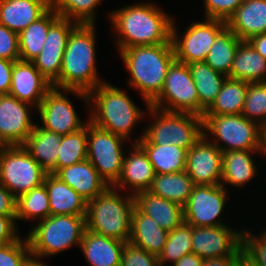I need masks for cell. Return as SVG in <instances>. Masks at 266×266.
Masks as SVG:
<instances>
[{
    "mask_svg": "<svg viewBox=\"0 0 266 266\" xmlns=\"http://www.w3.org/2000/svg\"><path fill=\"white\" fill-rule=\"evenodd\" d=\"M135 207L151 217L167 232L177 228L184 221L183 207L165 198L141 191L133 194Z\"/></svg>",
    "mask_w": 266,
    "mask_h": 266,
    "instance_id": "603a6c76",
    "label": "cell"
},
{
    "mask_svg": "<svg viewBox=\"0 0 266 266\" xmlns=\"http://www.w3.org/2000/svg\"><path fill=\"white\" fill-rule=\"evenodd\" d=\"M77 25L78 23L70 19L59 17L49 27L43 49L32 61L52 85L59 79L68 38Z\"/></svg>",
    "mask_w": 266,
    "mask_h": 266,
    "instance_id": "2e32d148",
    "label": "cell"
},
{
    "mask_svg": "<svg viewBox=\"0 0 266 266\" xmlns=\"http://www.w3.org/2000/svg\"><path fill=\"white\" fill-rule=\"evenodd\" d=\"M242 233L225 224L212 227L192 226V253L204 258L239 255Z\"/></svg>",
    "mask_w": 266,
    "mask_h": 266,
    "instance_id": "5bb4252c",
    "label": "cell"
},
{
    "mask_svg": "<svg viewBox=\"0 0 266 266\" xmlns=\"http://www.w3.org/2000/svg\"><path fill=\"white\" fill-rule=\"evenodd\" d=\"M61 139V135L35 124L23 146L48 174H55Z\"/></svg>",
    "mask_w": 266,
    "mask_h": 266,
    "instance_id": "83f0119b",
    "label": "cell"
},
{
    "mask_svg": "<svg viewBox=\"0 0 266 266\" xmlns=\"http://www.w3.org/2000/svg\"><path fill=\"white\" fill-rule=\"evenodd\" d=\"M207 132L187 150L186 172L195 185H220L222 177V151L212 142Z\"/></svg>",
    "mask_w": 266,
    "mask_h": 266,
    "instance_id": "9a60e30c",
    "label": "cell"
},
{
    "mask_svg": "<svg viewBox=\"0 0 266 266\" xmlns=\"http://www.w3.org/2000/svg\"><path fill=\"white\" fill-rule=\"evenodd\" d=\"M119 53L131 73L130 86L139 89L149 106L160 95L168 68L176 59L173 43L135 46Z\"/></svg>",
    "mask_w": 266,
    "mask_h": 266,
    "instance_id": "3957f363",
    "label": "cell"
},
{
    "mask_svg": "<svg viewBox=\"0 0 266 266\" xmlns=\"http://www.w3.org/2000/svg\"><path fill=\"white\" fill-rule=\"evenodd\" d=\"M59 88L52 87L37 110L43 121V129L52 131L61 136L78 131L86 124L81 123L72 103Z\"/></svg>",
    "mask_w": 266,
    "mask_h": 266,
    "instance_id": "ac0fdd59",
    "label": "cell"
},
{
    "mask_svg": "<svg viewBox=\"0 0 266 266\" xmlns=\"http://www.w3.org/2000/svg\"><path fill=\"white\" fill-rule=\"evenodd\" d=\"M247 41L266 60V33L255 35Z\"/></svg>",
    "mask_w": 266,
    "mask_h": 266,
    "instance_id": "f907efd6",
    "label": "cell"
},
{
    "mask_svg": "<svg viewBox=\"0 0 266 266\" xmlns=\"http://www.w3.org/2000/svg\"><path fill=\"white\" fill-rule=\"evenodd\" d=\"M148 109L154 114L153 118L156 117L154 124L147 127L135 143L171 144L188 150L203 135V119L199 115L165 111L151 105Z\"/></svg>",
    "mask_w": 266,
    "mask_h": 266,
    "instance_id": "8992f818",
    "label": "cell"
},
{
    "mask_svg": "<svg viewBox=\"0 0 266 266\" xmlns=\"http://www.w3.org/2000/svg\"><path fill=\"white\" fill-rule=\"evenodd\" d=\"M150 105L165 111L200 116L199 98L188 64L176 59L172 62L160 95Z\"/></svg>",
    "mask_w": 266,
    "mask_h": 266,
    "instance_id": "30bf717a",
    "label": "cell"
},
{
    "mask_svg": "<svg viewBox=\"0 0 266 266\" xmlns=\"http://www.w3.org/2000/svg\"><path fill=\"white\" fill-rule=\"evenodd\" d=\"M241 114L251 121L257 118L261 127L266 123V82L248 83Z\"/></svg>",
    "mask_w": 266,
    "mask_h": 266,
    "instance_id": "60d3db41",
    "label": "cell"
},
{
    "mask_svg": "<svg viewBox=\"0 0 266 266\" xmlns=\"http://www.w3.org/2000/svg\"><path fill=\"white\" fill-rule=\"evenodd\" d=\"M125 243L86 229L80 247L92 266H120Z\"/></svg>",
    "mask_w": 266,
    "mask_h": 266,
    "instance_id": "d4e9b609",
    "label": "cell"
},
{
    "mask_svg": "<svg viewBox=\"0 0 266 266\" xmlns=\"http://www.w3.org/2000/svg\"><path fill=\"white\" fill-rule=\"evenodd\" d=\"M49 196L50 215H86L87 201L54 174L44 180Z\"/></svg>",
    "mask_w": 266,
    "mask_h": 266,
    "instance_id": "484cf974",
    "label": "cell"
},
{
    "mask_svg": "<svg viewBox=\"0 0 266 266\" xmlns=\"http://www.w3.org/2000/svg\"><path fill=\"white\" fill-rule=\"evenodd\" d=\"M16 215H0V245L13 243L19 239L16 236Z\"/></svg>",
    "mask_w": 266,
    "mask_h": 266,
    "instance_id": "7dc6e473",
    "label": "cell"
},
{
    "mask_svg": "<svg viewBox=\"0 0 266 266\" xmlns=\"http://www.w3.org/2000/svg\"><path fill=\"white\" fill-rule=\"evenodd\" d=\"M194 185L193 180L186 171L170 174H155L152 184L147 191L184 207L192 193Z\"/></svg>",
    "mask_w": 266,
    "mask_h": 266,
    "instance_id": "4dcf8cb0",
    "label": "cell"
},
{
    "mask_svg": "<svg viewBox=\"0 0 266 266\" xmlns=\"http://www.w3.org/2000/svg\"><path fill=\"white\" fill-rule=\"evenodd\" d=\"M230 266H246V254L241 251L239 255L230 263Z\"/></svg>",
    "mask_w": 266,
    "mask_h": 266,
    "instance_id": "11a10c76",
    "label": "cell"
},
{
    "mask_svg": "<svg viewBox=\"0 0 266 266\" xmlns=\"http://www.w3.org/2000/svg\"><path fill=\"white\" fill-rule=\"evenodd\" d=\"M242 41L266 33V0H245L226 21Z\"/></svg>",
    "mask_w": 266,
    "mask_h": 266,
    "instance_id": "7402d4cb",
    "label": "cell"
},
{
    "mask_svg": "<svg viewBox=\"0 0 266 266\" xmlns=\"http://www.w3.org/2000/svg\"><path fill=\"white\" fill-rule=\"evenodd\" d=\"M95 25L78 24L70 33L59 79L52 87L75 93L88 104V93L103 84L97 75Z\"/></svg>",
    "mask_w": 266,
    "mask_h": 266,
    "instance_id": "6da1fadb",
    "label": "cell"
},
{
    "mask_svg": "<svg viewBox=\"0 0 266 266\" xmlns=\"http://www.w3.org/2000/svg\"><path fill=\"white\" fill-rule=\"evenodd\" d=\"M132 148L130 155L124 157L121 176L113 187L120 189L130 185L136 194L150 188L155 172L144 149L138 143Z\"/></svg>",
    "mask_w": 266,
    "mask_h": 266,
    "instance_id": "cb8c5ba5",
    "label": "cell"
},
{
    "mask_svg": "<svg viewBox=\"0 0 266 266\" xmlns=\"http://www.w3.org/2000/svg\"><path fill=\"white\" fill-rule=\"evenodd\" d=\"M16 201L13 194L0 183V215H16Z\"/></svg>",
    "mask_w": 266,
    "mask_h": 266,
    "instance_id": "681fc988",
    "label": "cell"
},
{
    "mask_svg": "<svg viewBox=\"0 0 266 266\" xmlns=\"http://www.w3.org/2000/svg\"><path fill=\"white\" fill-rule=\"evenodd\" d=\"M32 256V257H31ZM38 258V259H36ZM22 266H47L42 261L39 260V257L30 254L23 262Z\"/></svg>",
    "mask_w": 266,
    "mask_h": 266,
    "instance_id": "db71d44e",
    "label": "cell"
},
{
    "mask_svg": "<svg viewBox=\"0 0 266 266\" xmlns=\"http://www.w3.org/2000/svg\"><path fill=\"white\" fill-rule=\"evenodd\" d=\"M248 83L227 77L214 102L205 111L204 115L241 114Z\"/></svg>",
    "mask_w": 266,
    "mask_h": 266,
    "instance_id": "e575fe53",
    "label": "cell"
},
{
    "mask_svg": "<svg viewBox=\"0 0 266 266\" xmlns=\"http://www.w3.org/2000/svg\"><path fill=\"white\" fill-rule=\"evenodd\" d=\"M239 39L227 26L217 35L205 62L215 71L228 77L235 58Z\"/></svg>",
    "mask_w": 266,
    "mask_h": 266,
    "instance_id": "d590c367",
    "label": "cell"
},
{
    "mask_svg": "<svg viewBox=\"0 0 266 266\" xmlns=\"http://www.w3.org/2000/svg\"><path fill=\"white\" fill-rule=\"evenodd\" d=\"M102 0H51V7L63 18L78 24H95V8Z\"/></svg>",
    "mask_w": 266,
    "mask_h": 266,
    "instance_id": "ab89813d",
    "label": "cell"
},
{
    "mask_svg": "<svg viewBox=\"0 0 266 266\" xmlns=\"http://www.w3.org/2000/svg\"><path fill=\"white\" fill-rule=\"evenodd\" d=\"M245 0H205L206 18L227 21Z\"/></svg>",
    "mask_w": 266,
    "mask_h": 266,
    "instance_id": "f6af8a7d",
    "label": "cell"
},
{
    "mask_svg": "<svg viewBox=\"0 0 266 266\" xmlns=\"http://www.w3.org/2000/svg\"><path fill=\"white\" fill-rule=\"evenodd\" d=\"M118 36L119 51L135 46L172 43L171 16L153 3H139L110 14Z\"/></svg>",
    "mask_w": 266,
    "mask_h": 266,
    "instance_id": "7a4b0ae2",
    "label": "cell"
},
{
    "mask_svg": "<svg viewBox=\"0 0 266 266\" xmlns=\"http://www.w3.org/2000/svg\"><path fill=\"white\" fill-rule=\"evenodd\" d=\"M188 253H192V225L183 221L168 233L163 251L158 256L159 265L165 266L166 261L174 264Z\"/></svg>",
    "mask_w": 266,
    "mask_h": 266,
    "instance_id": "f35d334b",
    "label": "cell"
},
{
    "mask_svg": "<svg viewBox=\"0 0 266 266\" xmlns=\"http://www.w3.org/2000/svg\"><path fill=\"white\" fill-rule=\"evenodd\" d=\"M86 230V215H49L27 235L31 254L41 258L80 246Z\"/></svg>",
    "mask_w": 266,
    "mask_h": 266,
    "instance_id": "52a82bcc",
    "label": "cell"
},
{
    "mask_svg": "<svg viewBox=\"0 0 266 266\" xmlns=\"http://www.w3.org/2000/svg\"><path fill=\"white\" fill-rule=\"evenodd\" d=\"M188 67L196 86L202 117L214 102L227 76L213 70L205 61L190 63Z\"/></svg>",
    "mask_w": 266,
    "mask_h": 266,
    "instance_id": "f546056e",
    "label": "cell"
},
{
    "mask_svg": "<svg viewBox=\"0 0 266 266\" xmlns=\"http://www.w3.org/2000/svg\"><path fill=\"white\" fill-rule=\"evenodd\" d=\"M50 215L49 196L45 184L21 195L16 201V219H46Z\"/></svg>",
    "mask_w": 266,
    "mask_h": 266,
    "instance_id": "74e56055",
    "label": "cell"
},
{
    "mask_svg": "<svg viewBox=\"0 0 266 266\" xmlns=\"http://www.w3.org/2000/svg\"><path fill=\"white\" fill-rule=\"evenodd\" d=\"M14 61L0 58V94H9Z\"/></svg>",
    "mask_w": 266,
    "mask_h": 266,
    "instance_id": "c3c4849f",
    "label": "cell"
},
{
    "mask_svg": "<svg viewBox=\"0 0 266 266\" xmlns=\"http://www.w3.org/2000/svg\"><path fill=\"white\" fill-rule=\"evenodd\" d=\"M0 58L20 60L19 35L0 24Z\"/></svg>",
    "mask_w": 266,
    "mask_h": 266,
    "instance_id": "bcb514c9",
    "label": "cell"
},
{
    "mask_svg": "<svg viewBox=\"0 0 266 266\" xmlns=\"http://www.w3.org/2000/svg\"><path fill=\"white\" fill-rule=\"evenodd\" d=\"M168 233L154 219L134 207L129 239L132 245L159 256L166 244Z\"/></svg>",
    "mask_w": 266,
    "mask_h": 266,
    "instance_id": "4316f807",
    "label": "cell"
},
{
    "mask_svg": "<svg viewBox=\"0 0 266 266\" xmlns=\"http://www.w3.org/2000/svg\"><path fill=\"white\" fill-rule=\"evenodd\" d=\"M238 255L224 256V257H213V258H204L202 260V266H230V263Z\"/></svg>",
    "mask_w": 266,
    "mask_h": 266,
    "instance_id": "816d5d0a",
    "label": "cell"
},
{
    "mask_svg": "<svg viewBox=\"0 0 266 266\" xmlns=\"http://www.w3.org/2000/svg\"><path fill=\"white\" fill-rule=\"evenodd\" d=\"M52 88V84L39 72L31 61H14L10 92L19 101L38 108Z\"/></svg>",
    "mask_w": 266,
    "mask_h": 266,
    "instance_id": "d6986e66",
    "label": "cell"
},
{
    "mask_svg": "<svg viewBox=\"0 0 266 266\" xmlns=\"http://www.w3.org/2000/svg\"><path fill=\"white\" fill-rule=\"evenodd\" d=\"M242 251L255 263L266 266V231L258 236L242 232Z\"/></svg>",
    "mask_w": 266,
    "mask_h": 266,
    "instance_id": "7bdbcfd3",
    "label": "cell"
},
{
    "mask_svg": "<svg viewBox=\"0 0 266 266\" xmlns=\"http://www.w3.org/2000/svg\"><path fill=\"white\" fill-rule=\"evenodd\" d=\"M151 162L155 174L179 173L186 170L187 150L176 145L139 144Z\"/></svg>",
    "mask_w": 266,
    "mask_h": 266,
    "instance_id": "836d02e7",
    "label": "cell"
},
{
    "mask_svg": "<svg viewBox=\"0 0 266 266\" xmlns=\"http://www.w3.org/2000/svg\"><path fill=\"white\" fill-rule=\"evenodd\" d=\"M124 140L88 121L87 159L108 186H114L121 176Z\"/></svg>",
    "mask_w": 266,
    "mask_h": 266,
    "instance_id": "8fae6325",
    "label": "cell"
},
{
    "mask_svg": "<svg viewBox=\"0 0 266 266\" xmlns=\"http://www.w3.org/2000/svg\"><path fill=\"white\" fill-rule=\"evenodd\" d=\"M246 82H266V60L248 41H241L228 75Z\"/></svg>",
    "mask_w": 266,
    "mask_h": 266,
    "instance_id": "f1b7e54d",
    "label": "cell"
},
{
    "mask_svg": "<svg viewBox=\"0 0 266 266\" xmlns=\"http://www.w3.org/2000/svg\"><path fill=\"white\" fill-rule=\"evenodd\" d=\"M120 266H160L158 256L126 242Z\"/></svg>",
    "mask_w": 266,
    "mask_h": 266,
    "instance_id": "ee69618b",
    "label": "cell"
},
{
    "mask_svg": "<svg viewBox=\"0 0 266 266\" xmlns=\"http://www.w3.org/2000/svg\"><path fill=\"white\" fill-rule=\"evenodd\" d=\"M28 103L11 94H0V144L23 145L33 132L35 124L30 119Z\"/></svg>",
    "mask_w": 266,
    "mask_h": 266,
    "instance_id": "e0dca14e",
    "label": "cell"
},
{
    "mask_svg": "<svg viewBox=\"0 0 266 266\" xmlns=\"http://www.w3.org/2000/svg\"><path fill=\"white\" fill-rule=\"evenodd\" d=\"M89 101L95 104L89 121L95 126L128 139L129 133L143 112L131 101L125 92L104 82L89 93ZM94 98V99H91Z\"/></svg>",
    "mask_w": 266,
    "mask_h": 266,
    "instance_id": "277c9868",
    "label": "cell"
},
{
    "mask_svg": "<svg viewBox=\"0 0 266 266\" xmlns=\"http://www.w3.org/2000/svg\"><path fill=\"white\" fill-rule=\"evenodd\" d=\"M246 266H260L246 255Z\"/></svg>",
    "mask_w": 266,
    "mask_h": 266,
    "instance_id": "6f0895ef",
    "label": "cell"
},
{
    "mask_svg": "<svg viewBox=\"0 0 266 266\" xmlns=\"http://www.w3.org/2000/svg\"><path fill=\"white\" fill-rule=\"evenodd\" d=\"M59 17L51 7L42 17L18 34L20 60L32 62L38 56L43 49L49 27Z\"/></svg>",
    "mask_w": 266,
    "mask_h": 266,
    "instance_id": "1f68e13d",
    "label": "cell"
},
{
    "mask_svg": "<svg viewBox=\"0 0 266 266\" xmlns=\"http://www.w3.org/2000/svg\"><path fill=\"white\" fill-rule=\"evenodd\" d=\"M202 260L195 253H188L172 264V266H202Z\"/></svg>",
    "mask_w": 266,
    "mask_h": 266,
    "instance_id": "f5cc1de1",
    "label": "cell"
},
{
    "mask_svg": "<svg viewBox=\"0 0 266 266\" xmlns=\"http://www.w3.org/2000/svg\"><path fill=\"white\" fill-rule=\"evenodd\" d=\"M252 151L261 150L223 152L221 181L235 187H242L250 181L256 172V165L251 156Z\"/></svg>",
    "mask_w": 266,
    "mask_h": 266,
    "instance_id": "d6a6232c",
    "label": "cell"
},
{
    "mask_svg": "<svg viewBox=\"0 0 266 266\" xmlns=\"http://www.w3.org/2000/svg\"><path fill=\"white\" fill-rule=\"evenodd\" d=\"M31 254L29 244L21 237L6 245H0V266H22L24 260Z\"/></svg>",
    "mask_w": 266,
    "mask_h": 266,
    "instance_id": "b9f144b4",
    "label": "cell"
},
{
    "mask_svg": "<svg viewBox=\"0 0 266 266\" xmlns=\"http://www.w3.org/2000/svg\"><path fill=\"white\" fill-rule=\"evenodd\" d=\"M203 132L211 133L226 143L220 146L212 141L222 152L236 150H261V126L242 114L203 115Z\"/></svg>",
    "mask_w": 266,
    "mask_h": 266,
    "instance_id": "9c48e42d",
    "label": "cell"
},
{
    "mask_svg": "<svg viewBox=\"0 0 266 266\" xmlns=\"http://www.w3.org/2000/svg\"><path fill=\"white\" fill-rule=\"evenodd\" d=\"M51 8V0H0V24L20 33Z\"/></svg>",
    "mask_w": 266,
    "mask_h": 266,
    "instance_id": "ffe728a7",
    "label": "cell"
},
{
    "mask_svg": "<svg viewBox=\"0 0 266 266\" xmlns=\"http://www.w3.org/2000/svg\"><path fill=\"white\" fill-rule=\"evenodd\" d=\"M47 174L23 145L0 148V183L16 199L44 183Z\"/></svg>",
    "mask_w": 266,
    "mask_h": 266,
    "instance_id": "ba28073f",
    "label": "cell"
},
{
    "mask_svg": "<svg viewBox=\"0 0 266 266\" xmlns=\"http://www.w3.org/2000/svg\"><path fill=\"white\" fill-rule=\"evenodd\" d=\"M88 121L73 133L62 136L57 157V171L87 160Z\"/></svg>",
    "mask_w": 266,
    "mask_h": 266,
    "instance_id": "8d00e7d4",
    "label": "cell"
},
{
    "mask_svg": "<svg viewBox=\"0 0 266 266\" xmlns=\"http://www.w3.org/2000/svg\"><path fill=\"white\" fill-rule=\"evenodd\" d=\"M205 19L204 22L189 25L182 39L178 38L174 22L172 23L171 40L177 61L186 64L205 61L217 35L226 27V21L221 19Z\"/></svg>",
    "mask_w": 266,
    "mask_h": 266,
    "instance_id": "7c38bea8",
    "label": "cell"
},
{
    "mask_svg": "<svg viewBox=\"0 0 266 266\" xmlns=\"http://www.w3.org/2000/svg\"><path fill=\"white\" fill-rule=\"evenodd\" d=\"M266 154V123L261 127V151Z\"/></svg>",
    "mask_w": 266,
    "mask_h": 266,
    "instance_id": "9f6ffc18",
    "label": "cell"
},
{
    "mask_svg": "<svg viewBox=\"0 0 266 266\" xmlns=\"http://www.w3.org/2000/svg\"><path fill=\"white\" fill-rule=\"evenodd\" d=\"M134 207L133 192L123 199L113 186H109L103 193L87 202L86 229L129 242Z\"/></svg>",
    "mask_w": 266,
    "mask_h": 266,
    "instance_id": "5b68a950",
    "label": "cell"
},
{
    "mask_svg": "<svg viewBox=\"0 0 266 266\" xmlns=\"http://www.w3.org/2000/svg\"><path fill=\"white\" fill-rule=\"evenodd\" d=\"M54 175L68 184L87 202L103 193L109 187L88 159L61 168Z\"/></svg>",
    "mask_w": 266,
    "mask_h": 266,
    "instance_id": "44dd1931",
    "label": "cell"
},
{
    "mask_svg": "<svg viewBox=\"0 0 266 266\" xmlns=\"http://www.w3.org/2000/svg\"><path fill=\"white\" fill-rule=\"evenodd\" d=\"M226 188L220 185H194L183 207L184 221L192 226L212 227L223 225L218 218L227 198Z\"/></svg>",
    "mask_w": 266,
    "mask_h": 266,
    "instance_id": "4fadbf2b",
    "label": "cell"
}]
</instances>
